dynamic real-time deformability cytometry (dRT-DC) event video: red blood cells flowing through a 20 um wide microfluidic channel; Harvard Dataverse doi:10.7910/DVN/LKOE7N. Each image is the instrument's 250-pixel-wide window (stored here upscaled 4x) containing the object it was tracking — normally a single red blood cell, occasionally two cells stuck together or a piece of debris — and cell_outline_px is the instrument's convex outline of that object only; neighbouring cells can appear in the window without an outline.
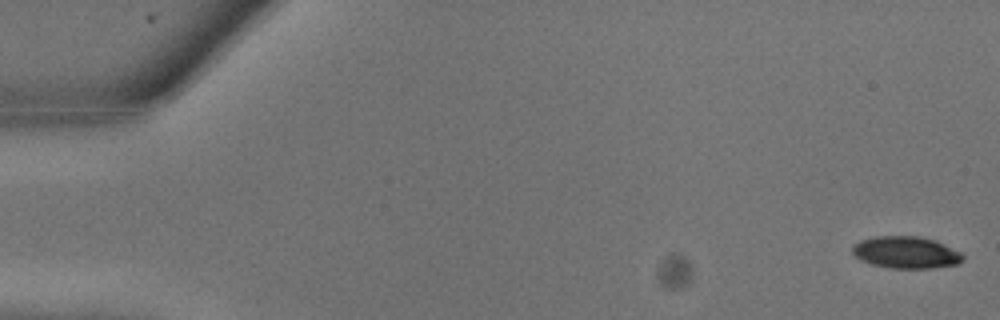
{"species": "common noctule bat (a hibernating species)", "species_latin": "Nyctalus noctula", "temperature_condition": "warm", "stored_images_in_passage": 11, "camera_frame_rate_fps": 3000, "um_per_image_px": 0.085, "animal": {"sex": "male", "body_mass_g": 13.3}, "frame": {"image": 1, "passage_image": 1, "time_ms": 0.0, "image_size_px": [1000, 320], "cell_outline_px": [[964, 260], [956, 264], [932, 268], [892, 268], [872, 264], [860, 260], [852, 252], [852, 244], [860, 240], [872, 236], [916, 236], [936, 240], [960, 252], [964, 256]], "centroid_in_image_um": [76.99, 21.44], "position_along_channel_um": 8.0, "area_um2": 20.63}}
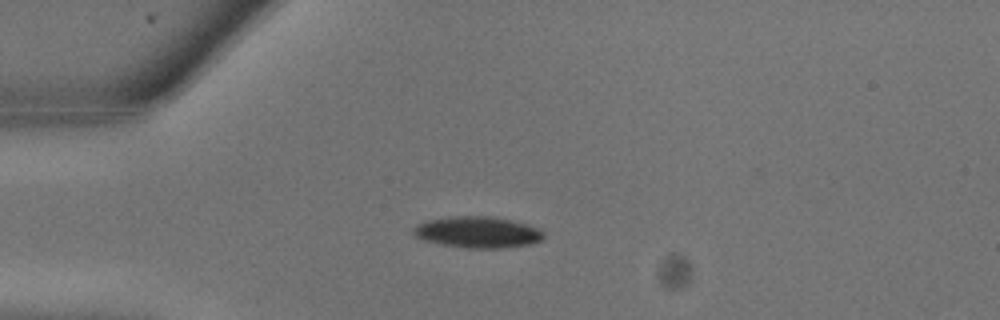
{"frame": {"image": 2, "passage_image": 7, "time_ms": 2.0, "image_size_px": [1000, 320], "cell_outline_px": [[544, 236], [540, 240], [528, 244], [500, 248], [468, 248], [440, 244], [424, 240], [412, 236], [412, 228], [416, 224], [428, 220], [448, 216], [492, 216], [512, 220], [536, 228], [544, 232]], "centroid_in_image_um": [40.51, 19.73], "position_along_channel_um": 44.5, "area_um2": 23.76}}
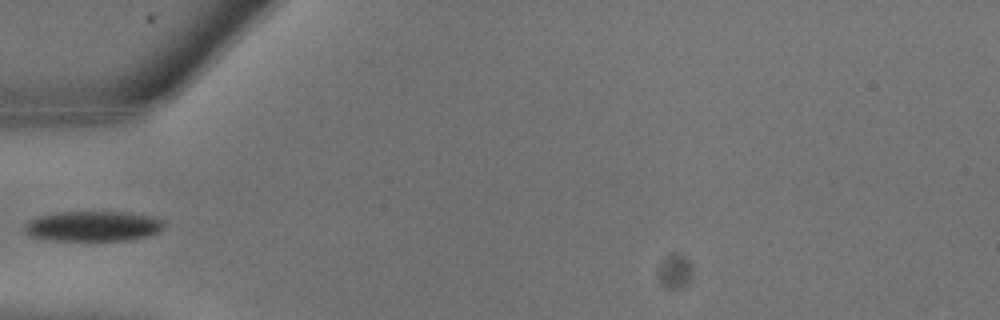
{"frame": {"image": 3, "passage_image": 9, "time_ms": 2.667, "image_size_px": [1000, 320], "cell_outline_px": [[164, 228], [160, 232], [148, 236], [124, 240], [56, 240], [28, 236], [24, 232], [24, 224], [28, 220], [40, 216], [60, 212], [128, 212], [152, 216], [164, 220]], "centroid_in_image_um": [7.93, 19.22], "position_along_channel_um": 77.1, "area_um2": 24.62}}